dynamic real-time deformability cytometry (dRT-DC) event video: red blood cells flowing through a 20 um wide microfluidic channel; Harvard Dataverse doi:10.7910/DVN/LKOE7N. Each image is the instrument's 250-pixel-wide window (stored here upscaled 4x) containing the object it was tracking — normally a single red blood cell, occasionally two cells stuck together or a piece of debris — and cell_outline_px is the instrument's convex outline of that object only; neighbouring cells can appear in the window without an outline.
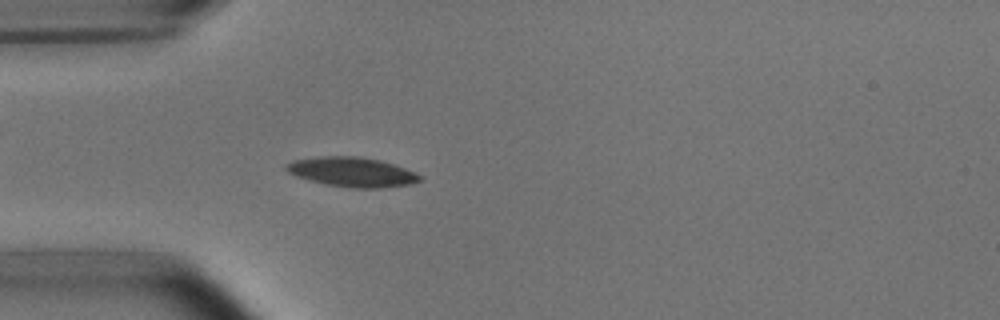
{"species": "common noctule bat (a hibernating species)", "species_latin": "Nyctalus noctula", "temperature_condition": "room temperature", "stored_images_in_passage": 50, "camera_frame_rate_fps": 3000, "um_per_image_px": 0.085, "animal": {"sex": "male", "body_mass_g": 15.6}, "frame": {"image": 1, "passage_image": 13, "time_ms": 4.0, "image_size_px": [1000, 320], "cell_outline_px": [[424, 176], [420, 180], [408, 184], [384, 188], [348, 188], [324, 184], [308, 180], [296, 176], [288, 172], [284, 168], [284, 164], [292, 160], [320, 156], [360, 156], [380, 160], [416, 172]], "centroid_in_image_um": [29.89, 14.62], "position_along_channel_um": 55.1, "area_um2": 23.29}}
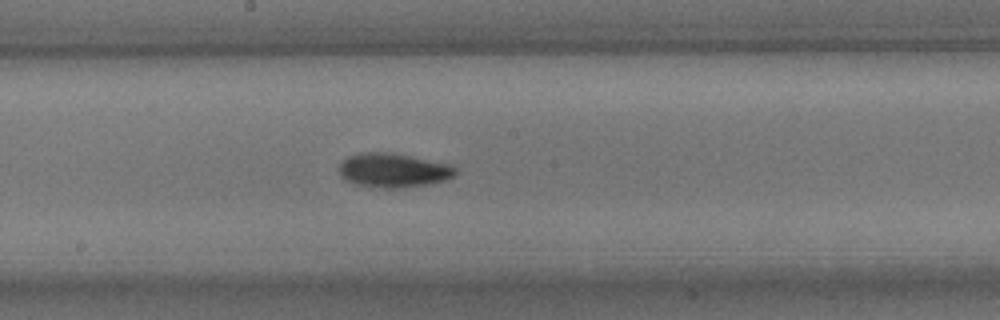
{"frame": {"image": 2, "passage_image": 26, "time_ms": 8.333, "image_size_px": [1000, 320], "cell_outline_px": [[456, 172], [448, 180], [428, 184], [400, 188], [384, 188], [356, 184], [344, 180], [340, 176], [340, 164], [348, 156], [360, 152], [388, 152], [448, 164], [456, 168]], "centroid_in_image_um": [33.4, 14.48], "position_along_channel_um": 214.8, "area_um2": 22.95}}
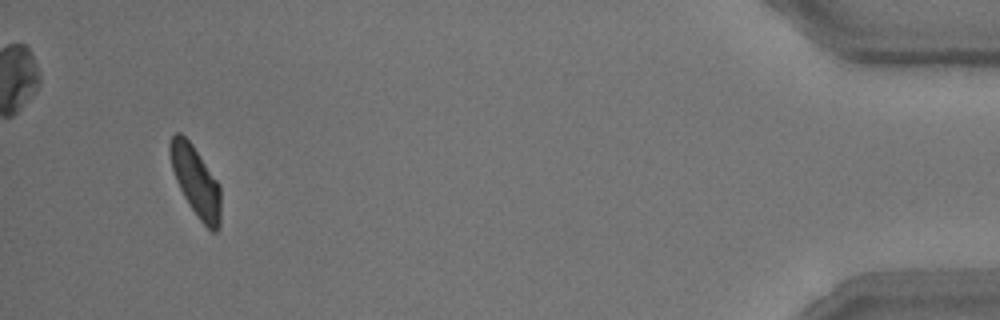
{"frame": {"image": 3, "passage_image": 48, "time_ms": 15.667, "image_size_px": [1000, 320], "cell_outline_px": [[220, 228], [216, 232], [212, 232], [200, 220], [188, 204], [176, 180], [172, 168], [168, 148], [168, 144], [172, 136], [176, 132], [180, 132], [192, 144], [220, 184]], "centroid_in_image_um": [16.64, 15.41], "position_along_channel_um": 418.6, "area_um2": 20.69}, "authors_computed_cell_mechanics": {"area_um2": 21.3571, "velocity_mm_per_s": 3.7881, "shape_relaxation_time_tau1_ms": 3.418, "shape_relaxation_time_tau2_ms": 4.7882, "deformation_change_tau1": 0.1293, "deformation_change_tau2": 0.1003}}